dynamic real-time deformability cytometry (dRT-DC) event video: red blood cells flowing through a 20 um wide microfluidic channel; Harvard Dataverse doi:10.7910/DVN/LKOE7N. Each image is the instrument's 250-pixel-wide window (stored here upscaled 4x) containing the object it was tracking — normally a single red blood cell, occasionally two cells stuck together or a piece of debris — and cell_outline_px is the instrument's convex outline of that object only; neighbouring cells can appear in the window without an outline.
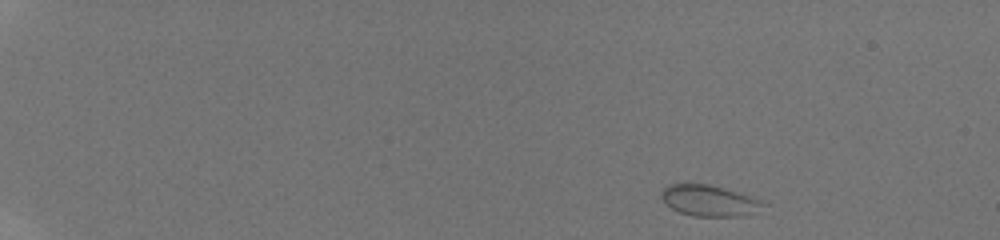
{"species": "human", "species_latin": "Homo sapiens", "temperature_condition": "room temperature", "stored_images_in_passage": 6, "camera_frame_rate_fps": 3000, "um_per_image_px": 0.085, "donor": {"sex": "male"}, "frame": {"image": 1, "passage_image": 1, "time_ms": 0.0, "image_size_px": [1000, 240], "cell_outline_px": [[768, 204], [740, 216], [692, 216], [680, 212], [672, 208], [660, 196], [664, 188], [668, 184], [708, 184], [740, 192], [760, 200]], "centroid_in_image_um": [60.26, 17.04], "position_along_channel_um": 24.7, "area_um2": 18.03}}
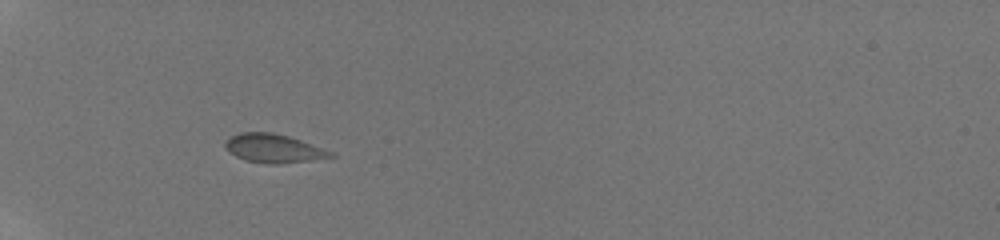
{"frame": {"image": 2, "passage_image": 5, "time_ms": 4.0, "image_size_px": [1000, 240], "cell_outline_px": [[336, 156], [276, 164], [264, 164], [244, 160], [236, 156], [224, 148], [224, 140], [240, 132], [272, 132], [288, 136], [300, 140], [332, 152]], "centroid_in_image_um": [23.16, 12.61], "position_along_channel_um": 61.8, "area_um2": 17.4}}